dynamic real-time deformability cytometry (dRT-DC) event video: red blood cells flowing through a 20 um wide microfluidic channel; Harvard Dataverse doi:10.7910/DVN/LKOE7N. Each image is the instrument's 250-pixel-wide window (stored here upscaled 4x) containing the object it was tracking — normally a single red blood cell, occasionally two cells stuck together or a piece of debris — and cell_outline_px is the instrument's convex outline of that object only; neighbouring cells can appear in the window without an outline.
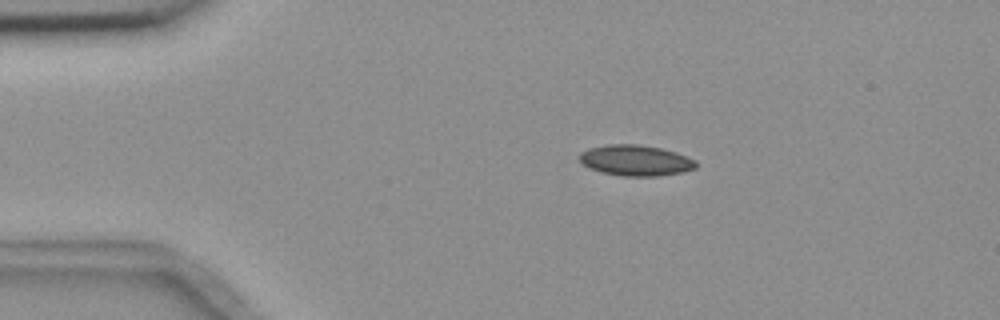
{"species": "common noctule bat (a hibernating species)", "species_latin": "Nyctalus noctula", "temperature_condition": "room temperature", "stored_images_in_passage": 4, "camera_frame_rate_fps": 3000, "um_per_image_px": 0.085, "animal": {"sex": "female", "body_mass_g": 18.4}, "frame": {"image": 1, "passage_image": 2, "time_ms": 2.333, "image_size_px": [1000, 320], "cell_outline_px": [[696, 168], [680, 172], [656, 176], [620, 176], [600, 172], [584, 164], [580, 160], [580, 152], [588, 148], [608, 144], [640, 144], [660, 148], [676, 152], [696, 160]], "centroid_in_image_um": [54.02, 13.63], "position_along_channel_um": 31.0, "area_um2": 20.81}}